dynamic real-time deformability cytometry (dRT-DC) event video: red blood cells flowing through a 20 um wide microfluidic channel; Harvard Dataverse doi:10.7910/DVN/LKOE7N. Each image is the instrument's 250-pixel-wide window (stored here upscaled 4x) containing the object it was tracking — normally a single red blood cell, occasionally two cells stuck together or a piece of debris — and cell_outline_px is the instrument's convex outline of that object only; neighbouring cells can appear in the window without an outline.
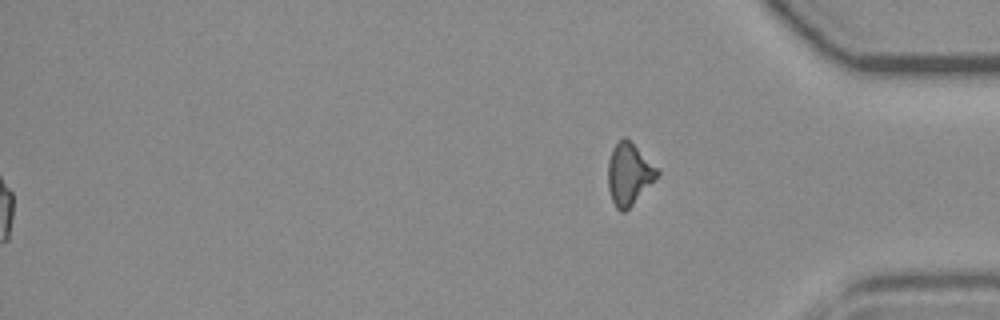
{"species": "common noctule bat (a hibernating species)", "species_latin": "Nyctalus noctula", "temperature_condition": "room temperature", "stored_images_in_passage": 55, "segment_of_instrument_passage": [2, 2], "camera_frame_rate_fps": 3000, "um_per_image_px": 0.085, "animal": {"sex": "female", "body_mass_g": 19.3, "forearm_length_mm": 54.1}, "frame": {"image": 1, "passage_image": 55, "time_ms": 18.0, "image_size_px": [1000, 320], "cell_outline_px": [[660, 172], [632, 204], [624, 212], [620, 212], [616, 208], [612, 200], [608, 188], [608, 160], [612, 148], [624, 136]], "centroid_in_image_um": [53.4, 14.81], "position_along_channel_um": 381.8, "area_um2": 16.94}}